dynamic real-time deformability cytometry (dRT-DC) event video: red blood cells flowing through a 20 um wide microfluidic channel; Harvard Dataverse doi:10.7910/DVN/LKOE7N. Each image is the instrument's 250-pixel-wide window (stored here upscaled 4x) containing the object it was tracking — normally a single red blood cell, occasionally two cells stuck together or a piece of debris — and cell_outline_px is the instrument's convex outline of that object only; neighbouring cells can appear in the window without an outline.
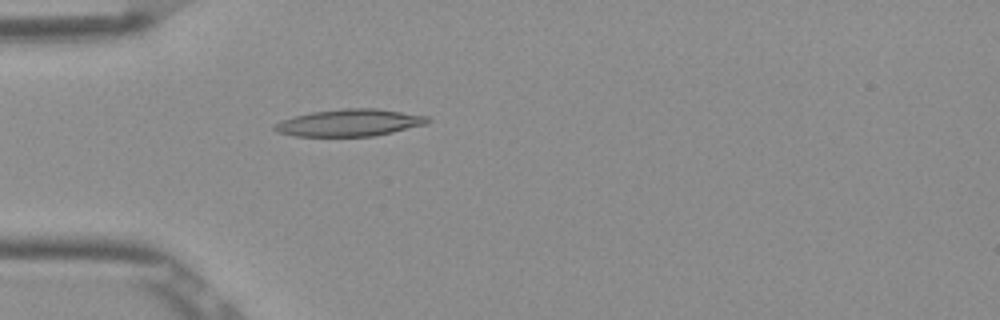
{"species": "Egyptian fruit bat (a non-hibernating species)", "species_latin": "Rousettus aegyptiacus", "temperature_condition": "room temperature", "stored_images_in_passage": 52, "camera_frame_rate_fps": 3000, "um_per_image_px": 0.085, "frame": {"image": 1, "passage_image": 15, "time_ms": 4.667, "image_size_px": [1000, 320], "cell_outline_px": [[432, 120], [428, 124], [376, 136], [292, 136], [276, 132], [272, 128], [276, 124], [284, 120], [296, 116], [312, 112], [344, 108], [376, 108], [428, 116]], "centroid_in_image_um": [29.76, 10.44], "position_along_channel_um": 55.2, "area_um2": 24.16}}
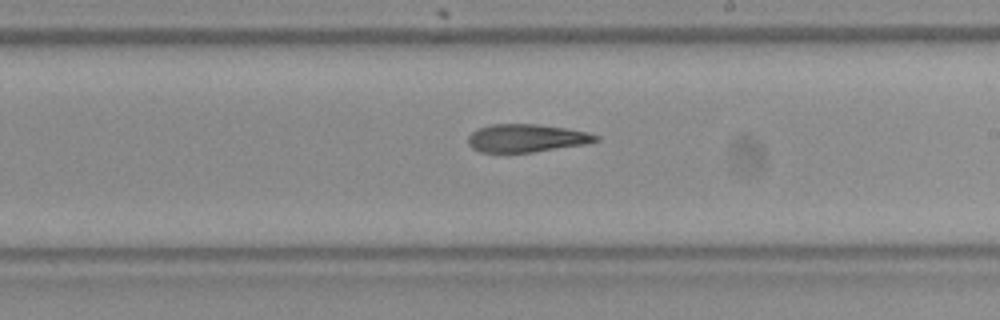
{"frame": {"image": 2, "passage_image": 30, "time_ms": 9.667, "image_size_px": [1000, 320], "cell_outline_px": [[600, 140], [584, 144], [532, 152], [480, 152], [472, 148], [468, 144], [468, 136], [476, 128], [492, 124], [536, 124], [568, 128], [588, 132], [600, 136]], "centroid_in_image_um": [44.74, 11.73], "position_along_channel_um": 244.3, "area_um2": 20.87}}
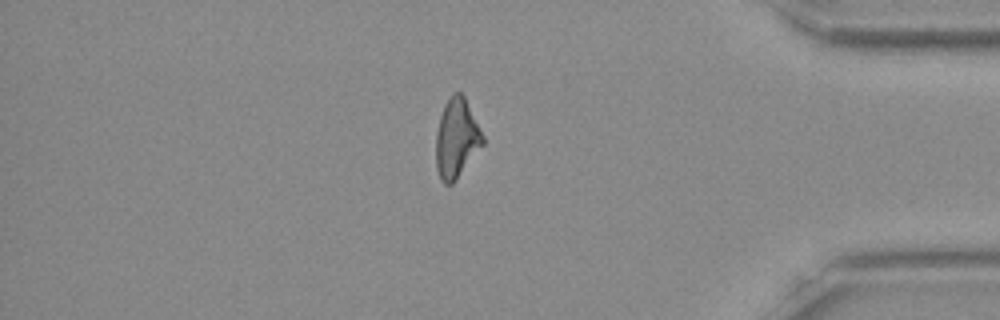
{"frame": {"image": 3, "passage_image": 44, "time_ms": 14.333, "image_size_px": [1000, 320], "cell_outline_px": [[484, 144], [456, 180], [452, 184], [444, 184], [440, 180], [436, 168], [436, 132], [440, 116], [444, 104], [452, 92], [460, 92], [464, 96], [484, 136]], "centroid_in_image_um": [38.8, 11.77], "position_along_channel_um": 396.4, "area_um2": 21.73}}